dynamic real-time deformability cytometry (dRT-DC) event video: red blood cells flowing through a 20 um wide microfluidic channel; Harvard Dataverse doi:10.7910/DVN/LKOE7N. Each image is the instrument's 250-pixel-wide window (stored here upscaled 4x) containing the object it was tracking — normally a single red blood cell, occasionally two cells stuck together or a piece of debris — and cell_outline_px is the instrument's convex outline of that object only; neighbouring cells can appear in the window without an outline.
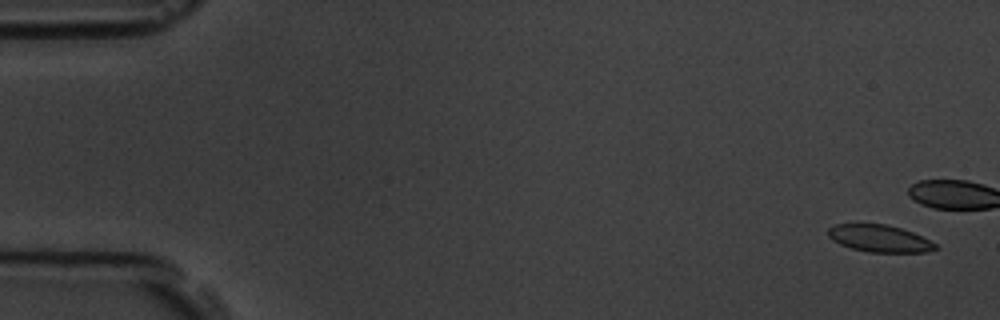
{"species": "common noctule bat (a hibernating species)", "species_latin": "Nyctalus noctula", "temperature_condition": "room temperature", "stored_images_in_passage": 6, "camera_frame_rate_fps": 3000, "um_per_image_px": 0.085, "animal": {"sex": "male", "body_mass_g": 19.5, "forearm_length_mm": 54.6}, "frame": {"image": 1, "passage_image": 1, "time_ms": 0.0, "image_size_px": [1000, 320], "cell_outline_px": [[940, 248], [928, 252], [868, 252], [852, 248], [840, 244], [832, 240], [828, 236], [828, 228], [836, 224], [888, 224], [912, 232], [936, 244]], "centroid_in_image_um": [74.76, 20.27], "position_along_channel_um": 10.2, "area_um2": 16.88}}
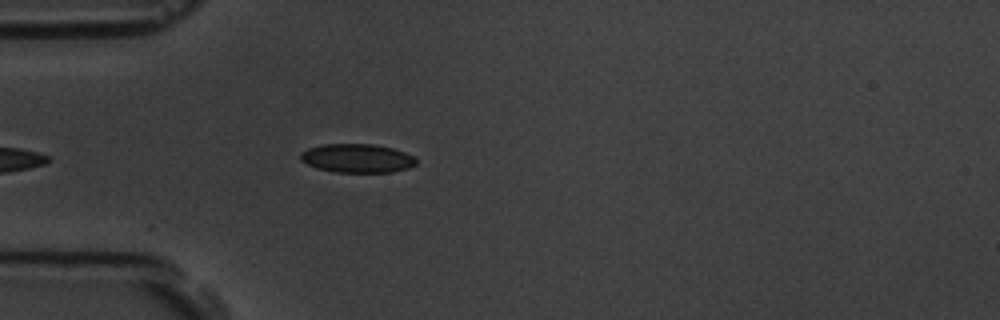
{"frame": {"image": 2, "passage_image": 6, "time_ms": 5.667, "image_size_px": [1000, 320], "cell_outline_px": [[416, 164], [408, 168], [392, 172], [336, 172], [316, 168], [300, 160], [300, 152], [308, 148], [324, 144], [372, 144], [392, 148], [404, 152], [412, 156], [416, 160]], "centroid_in_image_um": [30.33, 13.45], "position_along_channel_um": 54.7, "area_um2": 19.31}}